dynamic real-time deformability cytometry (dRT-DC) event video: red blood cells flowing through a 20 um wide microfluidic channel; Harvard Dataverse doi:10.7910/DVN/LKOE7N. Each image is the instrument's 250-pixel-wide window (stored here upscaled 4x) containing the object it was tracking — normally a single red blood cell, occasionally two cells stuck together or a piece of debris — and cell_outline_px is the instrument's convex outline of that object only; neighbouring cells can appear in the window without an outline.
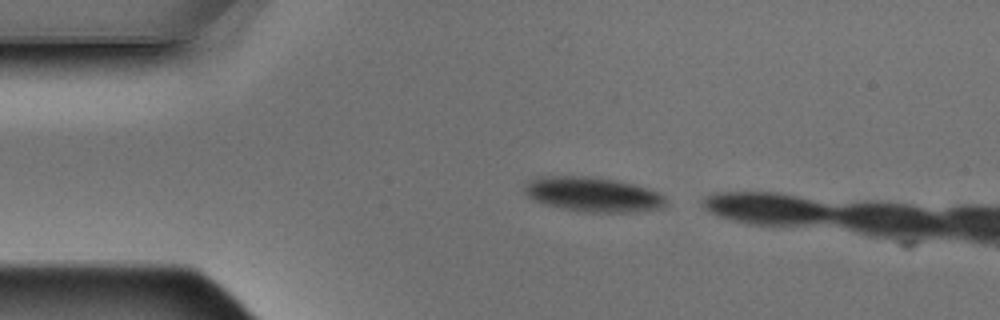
{"species": "Egyptian fruit bat (a non-hibernating species)", "species_latin": "Rousettus aegyptiacus", "temperature_condition": "warm", "stored_images_in_passage": 3, "camera_frame_rate_fps": 3000, "um_per_image_px": 0.085, "animal": {"sex": "male"}, "frame": {"image": 1, "passage_image": 1, "time_ms": 0.0, "image_size_px": [1000, 320], "cell_outline_px": [[668, 200], [664, 208], [636, 212], [584, 212], [544, 204], [528, 196], [524, 192], [524, 188], [536, 176], [584, 176], [612, 180], [632, 184], [656, 192], [664, 196]], "centroid_in_image_um": [50.42, 16.54], "position_along_channel_um": 34.6, "area_um2": 28.21}}